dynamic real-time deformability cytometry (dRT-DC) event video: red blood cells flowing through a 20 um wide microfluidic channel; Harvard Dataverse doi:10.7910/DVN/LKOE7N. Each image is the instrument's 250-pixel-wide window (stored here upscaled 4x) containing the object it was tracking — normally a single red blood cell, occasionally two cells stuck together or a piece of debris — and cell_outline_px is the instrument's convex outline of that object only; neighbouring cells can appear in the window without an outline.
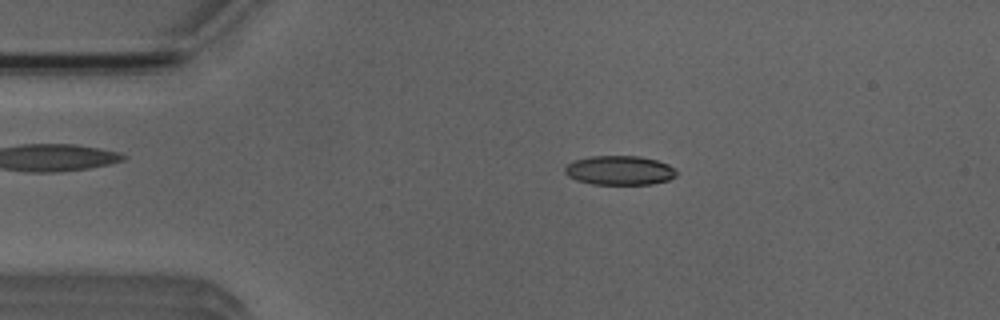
{"species": "Egyptian fruit bat (a non-hibernating species)", "species_latin": "Rousettus aegyptiacus", "temperature_condition": "room temperature", "stored_images_in_passage": 46, "camera_frame_rate_fps": 3000, "um_per_image_px": 0.085, "animal": {"sex": "male"}, "frame": {"image": 1, "passage_image": 4, "time_ms": 1.0, "image_size_px": [1000, 320], "cell_outline_px": [[676, 176], [668, 180], [652, 184], [592, 184], [576, 180], [568, 176], [564, 172], [564, 168], [568, 164], [576, 160], [588, 156], [640, 156], [656, 160], [668, 164], [676, 172]], "centroid_in_image_um": [52.64, 14.48], "position_along_channel_um": 32.4, "area_um2": 18.96}}
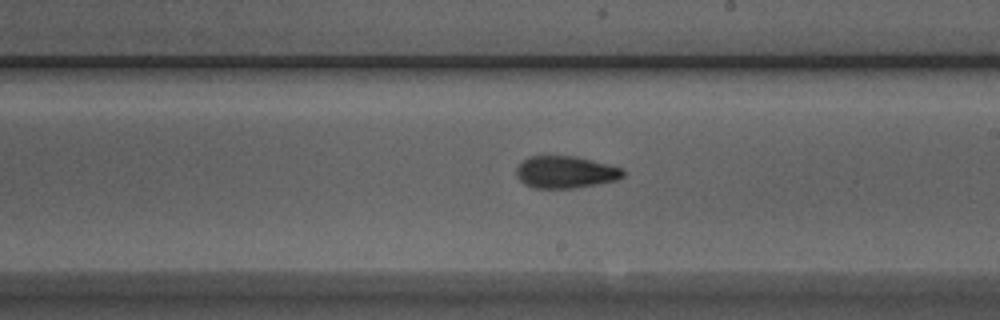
{"frame": {"image": 2, "passage_image": 23, "time_ms": 7.333, "image_size_px": [1000, 320], "cell_outline_px": [[624, 176], [616, 180], [596, 184], [572, 188], [532, 188], [524, 184], [516, 176], [516, 168], [528, 156], [576, 156], [624, 168]], "centroid_in_image_um": [48.06, 14.63], "position_along_channel_um": 240.9, "area_um2": 20.0}}
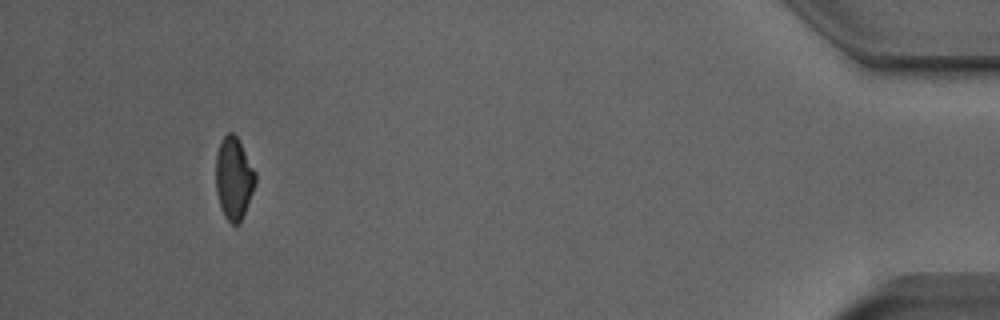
{"frame": {"image": 3, "passage_image": 42, "time_ms": 13.667, "image_size_px": [1000, 320], "cell_outline_px": [[256, 184], [244, 212], [240, 220], [236, 224], [232, 224], [224, 216], [216, 192], [216, 156], [220, 144], [224, 136], [228, 132], [232, 132], [236, 136], [256, 172]], "centroid_in_image_um": [19.87, 15.15], "position_along_channel_um": 415.3, "area_um2": 18.61}, "authors_computed_cell_mechanics": {"area_um2": 19.7387, "velocity_mm_per_s": 3.9406, "shape_relaxation_time_tau1_ms": 9.7655, "shape_relaxation_time_tau2_ms": 2.2742, "deformation_change_tau1": 0.2112, "deformation_change_tau2": 0.0937}}